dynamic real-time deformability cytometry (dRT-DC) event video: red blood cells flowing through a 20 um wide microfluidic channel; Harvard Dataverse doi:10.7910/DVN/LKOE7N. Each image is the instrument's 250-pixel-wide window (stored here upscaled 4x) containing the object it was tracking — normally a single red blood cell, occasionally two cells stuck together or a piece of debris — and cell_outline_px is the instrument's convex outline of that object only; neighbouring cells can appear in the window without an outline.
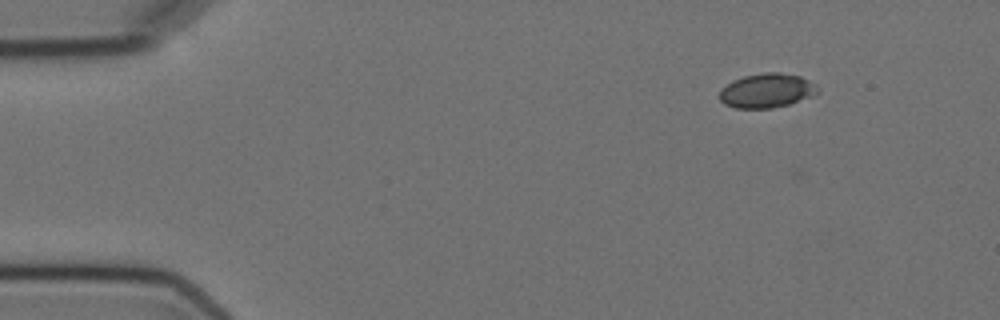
{"species": "Egyptian fruit bat (a non-hibernating species)", "species_latin": "Rousettus aegyptiacus", "temperature_condition": "cold", "stored_images_in_passage": 3, "camera_frame_rate_fps": 3000, "um_per_image_px": 0.085, "animal": {"sex": "female"}, "frame": {"image": 1, "passage_image": 1, "time_ms": 0.0, "image_size_px": [1000, 320], "cell_outline_px": [[820, 92], [816, 96], [788, 104], [772, 108], [736, 108], [724, 104], [720, 100], [720, 88], [732, 80], [744, 76], [764, 72], [780, 72], [800, 76], [816, 84], [820, 88]], "centroid_in_image_um": [65.21, 7.7], "position_along_channel_um": 19.8, "area_um2": 19.94}}
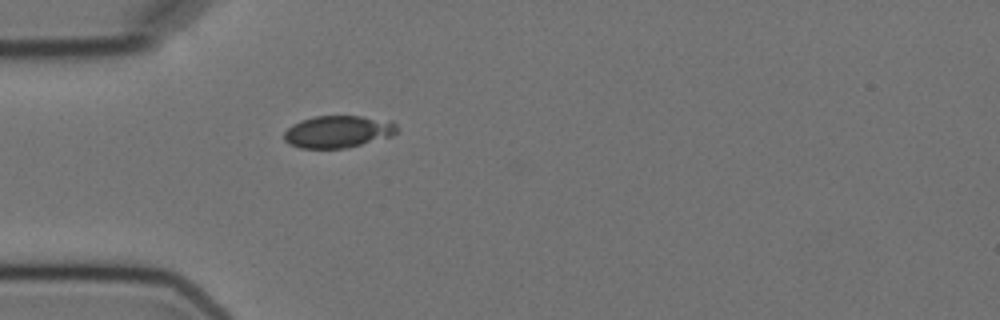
{"frame": {"image": 2, "passage_image": 3, "time_ms": 3.333, "image_size_px": [1000, 320], "cell_outline_px": [[400, 132], [392, 136], [344, 148], [300, 148], [288, 144], [284, 140], [284, 132], [292, 124], [300, 120], [316, 116], [360, 116], [392, 120], [400, 128]], "centroid_in_image_um": [28.76, 11.18], "position_along_channel_um": 56.2, "area_um2": 21.39}}